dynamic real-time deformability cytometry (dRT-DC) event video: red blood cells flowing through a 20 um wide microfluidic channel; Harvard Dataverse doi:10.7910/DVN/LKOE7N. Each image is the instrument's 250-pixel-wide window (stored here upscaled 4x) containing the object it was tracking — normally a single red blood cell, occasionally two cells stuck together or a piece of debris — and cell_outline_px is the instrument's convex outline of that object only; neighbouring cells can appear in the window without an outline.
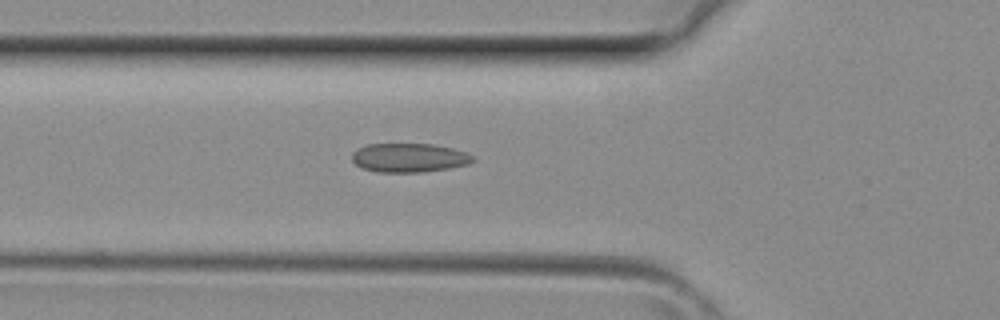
{"species": "common noctule bat (a hibernating species)", "species_latin": "Nyctalus noctula", "temperature_condition": "room temperature", "stored_images_in_passage": 29, "camera_frame_rate_fps": 3000, "um_per_image_px": 0.085, "animal": {"sex": "female", "body_mass_g": 29.2, "forearm_length_mm": 56.3}, "frame": {"image": 1, "passage_image": 8, "time_ms": 2.333, "image_size_px": [1000, 320], "cell_outline_px": [[476, 160], [468, 164], [448, 168], [420, 172], [380, 172], [364, 168], [356, 164], [352, 160], [352, 152], [368, 144], [432, 144], [452, 148], [464, 152], [472, 156]], "centroid_in_image_um": [34.78, 13.4], "position_along_channel_um": 91.0, "area_um2": 20.11}}
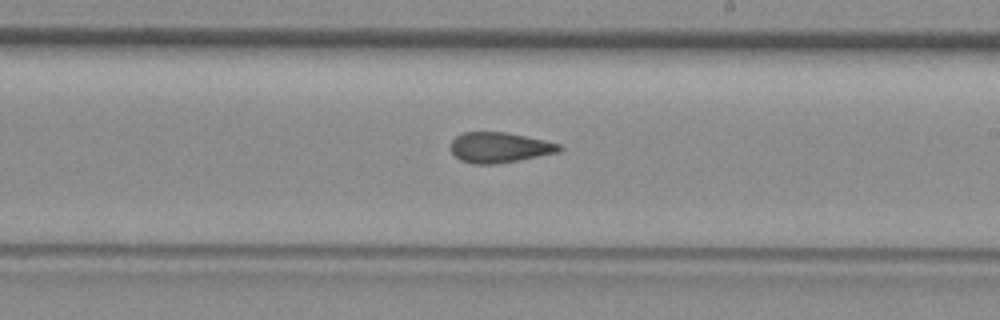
{"frame": {"image": 2, "passage_image": 17, "time_ms": 5.333, "image_size_px": [1000, 320], "cell_outline_px": [[564, 148], [560, 152], [516, 160], [492, 164], [472, 164], [460, 160], [452, 152], [448, 144], [456, 136], [464, 132], [504, 132], [544, 140], [560, 144]], "centroid_in_image_um": [42.43, 12.53], "position_along_channel_um": 246.6, "area_um2": 19.13}}
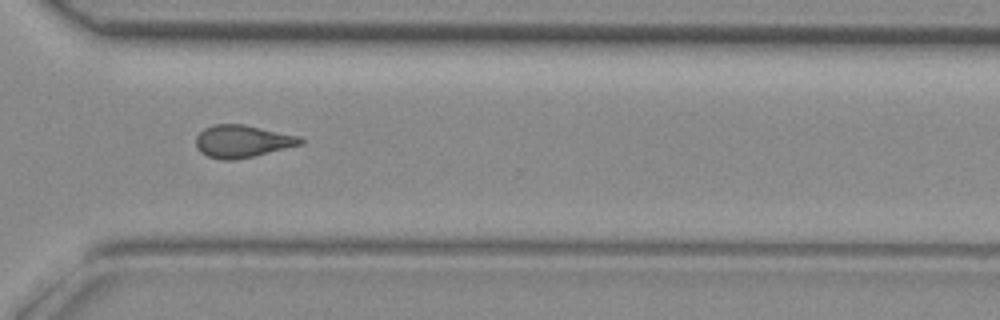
{"frame": {"image": 3, "passage_image": 23, "time_ms": 7.333, "image_size_px": [1000, 320], "cell_outline_px": [[304, 144], [252, 156], [232, 160], [224, 160], [208, 156], [200, 152], [196, 148], [196, 136], [204, 128], [212, 124], [244, 124], [300, 136], [304, 140]], "centroid_in_image_um": [20.59, 11.99], "position_along_channel_um": 350.0, "area_um2": 19.77}}